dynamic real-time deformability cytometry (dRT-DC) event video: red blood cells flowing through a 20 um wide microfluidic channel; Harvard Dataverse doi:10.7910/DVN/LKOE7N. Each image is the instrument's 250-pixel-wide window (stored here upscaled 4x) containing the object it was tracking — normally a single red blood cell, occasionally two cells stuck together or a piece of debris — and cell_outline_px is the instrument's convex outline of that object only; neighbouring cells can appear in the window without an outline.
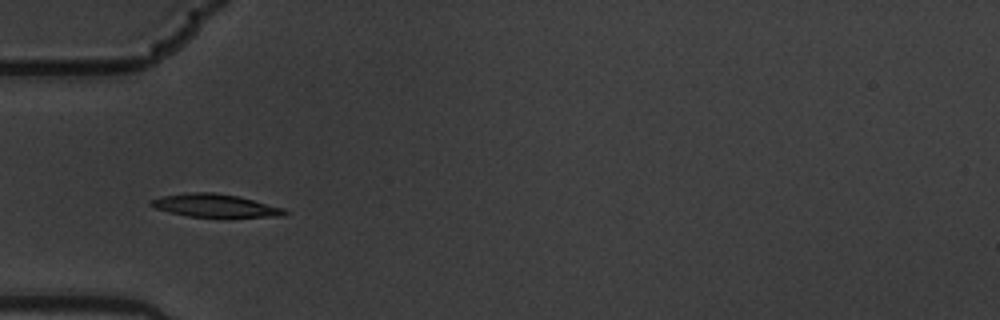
{"species": "common noctule bat (a hibernating species)", "species_latin": "Nyctalus noctula", "temperature_condition": "warm", "stored_images_in_passage": 8, "camera_frame_rate_fps": 3000, "um_per_image_px": 0.085, "animal": {"sex": "male", "body_mass_g": 19.5, "forearm_length_mm": 54.6}, "frame": {"image": 1, "passage_image": 7, "time_ms": 2.0, "image_size_px": [1000, 320], "cell_outline_px": [[288, 212], [284, 216], [228, 220], [220, 220], [188, 216], [168, 212], [156, 208], [148, 204], [148, 200], [160, 196], [192, 192], [212, 192], [236, 196], [284, 208]], "centroid_in_image_um": [18.31, 17.54], "position_along_channel_um": 66.7, "area_um2": 19.02}}
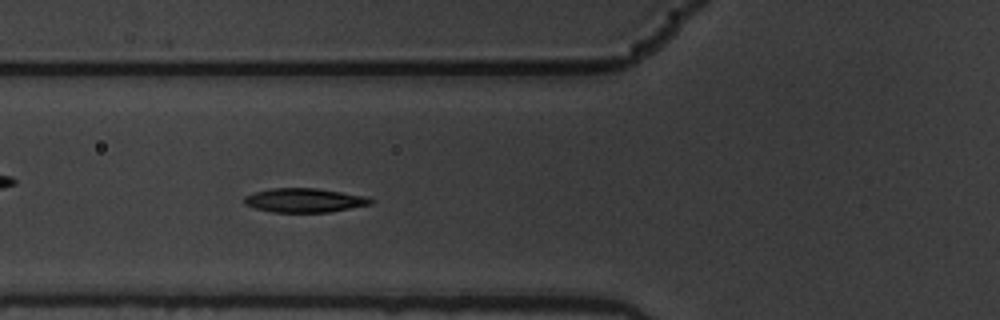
{"frame": {"image": 2, "passage_image": 8, "time_ms": 2.333, "image_size_px": [1000, 320], "cell_outline_px": [[372, 204], [328, 212], [272, 212], [256, 208], [244, 204], [244, 196], [256, 192], [272, 188], [316, 188], [364, 196], [372, 200]], "centroid_in_image_um": [25.84, 17.02], "position_along_channel_um": 100.0, "area_um2": 17.46}}